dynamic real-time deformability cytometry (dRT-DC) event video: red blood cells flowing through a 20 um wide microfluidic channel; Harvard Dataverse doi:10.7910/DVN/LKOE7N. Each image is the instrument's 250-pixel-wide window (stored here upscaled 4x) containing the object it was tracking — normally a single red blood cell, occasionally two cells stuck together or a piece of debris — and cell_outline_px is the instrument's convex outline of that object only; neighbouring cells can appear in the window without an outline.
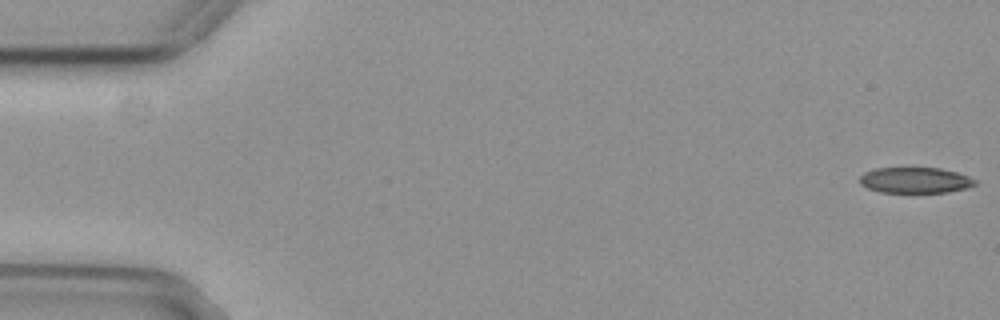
{"species": "common noctule bat (a hibernating species)", "species_latin": "Nyctalus noctula", "temperature_condition": "cold", "stored_images_in_passage": 55, "camera_frame_rate_fps": 3000, "um_per_image_px": 0.085, "animal": {"sex": "female", "body_mass_g": 29.2, "forearm_length_mm": 56.3}, "frame": {"image": 1, "passage_image": 1, "time_ms": 0.0, "image_size_px": [1000, 320], "cell_outline_px": [[976, 184], [964, 188], [948, 192], [912, 196], [880, 192], [868, 188], [860, 184], [860, 176], [864, 172], [876, 168], [940, 168], [956, 172], [968, 176], [976, 180]], "centroid_in_image_um": [77.76, 15.37], "position_along_channel_um": 7.2, "area_um2": 18.15}}
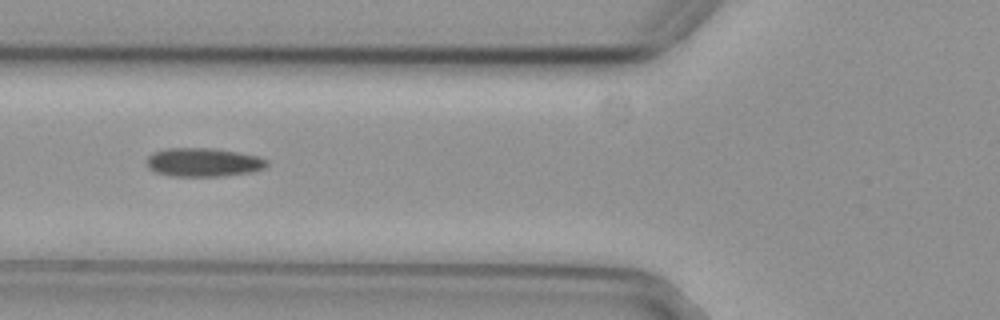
{"frame": {"image": 2, "passage_image": 21, "time_ms": 6.667, "image_size_px": [1000, 320], "cell_outline_px": [[268, 164], [264, 168], [252, 172], [220, 176], [172, 176], [156, 172], [148, 168], [144, 160], [152, 152], [168, 148], [216, 148], [260, 156], [268, 160]], "centroid_in_image_um": [17.27, 13.78], "position_along_channel_um": 108.5, "area_um2": 20.35}}
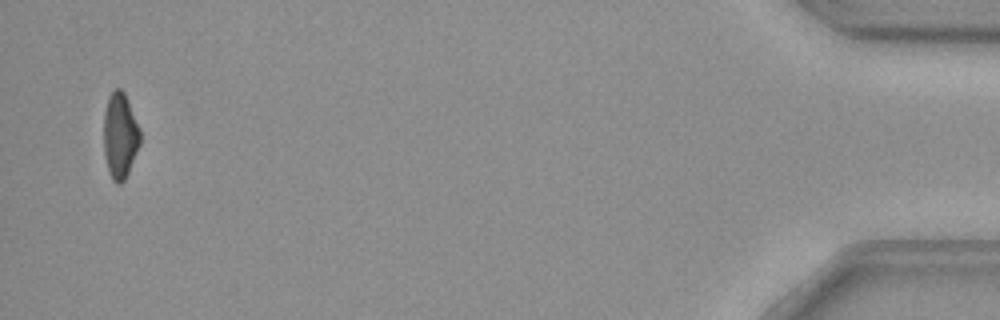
{"frame": {"image": 3, "passage_image": 54, "time_ms": 17.667, "image_size_px": [1000, 320], "cell_outline_px": [[140, 144], [128, 172], [124, 180], [120, 184], [116, 184], [112, 180], [108, 168], [104, 152], [104, 112], [108, 96], [116, 88], [120, 88], [124, 92], [128, 100], [140, 128]], "centroid_in_image_um": [10.2, 11.51], "position_along_channel_um": 425.0, "area_um2": 18.15}, "authors_computed_cell_mechanics": {"area_um2": 19.5942, "velocity_mm_per_s": 3.7247, "shape_relaxation_time_tau1_ms": null, "shape_relaxation_time_tau2_ms": 7.2459, "deformation_change_tau1": null, "deformation_change_tau2": 0.1372}}